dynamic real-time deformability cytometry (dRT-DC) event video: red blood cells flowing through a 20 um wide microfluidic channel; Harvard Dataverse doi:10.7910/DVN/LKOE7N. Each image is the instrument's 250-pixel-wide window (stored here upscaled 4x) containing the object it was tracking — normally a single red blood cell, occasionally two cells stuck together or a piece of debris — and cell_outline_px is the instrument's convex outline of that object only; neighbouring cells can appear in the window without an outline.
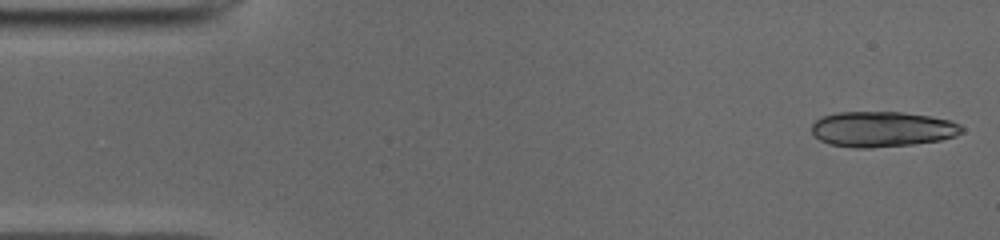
{"species": "common noctule bat (a hibernating species)", "species_latin": "Nyctalus noctula", "temperature_condition": "cold", "stored_images_in_passage": 49, "camera_frame_rate_fps": 3000, "um_per_image_px": 0.085, "animal": {"sex": "male", "body_mass_g": 19.0, "forearm_length_mm": 50.8}, "frame": {"image": 1, "passage_image": 1, "time_ms": 0.0, "image_size_px": [1000, 240], "cell_outline_px": [[964, 132], [956, 136], [940, 140], [912, 144], [872, 148], [856, 148], [828, 144], [820, 140], [812, 132], [812, 124], [820, 116], [836, 112], [900, 112], [928, 116], [952, 120], [960, 124], [964, 128]], "centroid_in_image_um": [74.99, 10.98], "position_along_channel_um": 10.0, "area_um2": 31.21}}
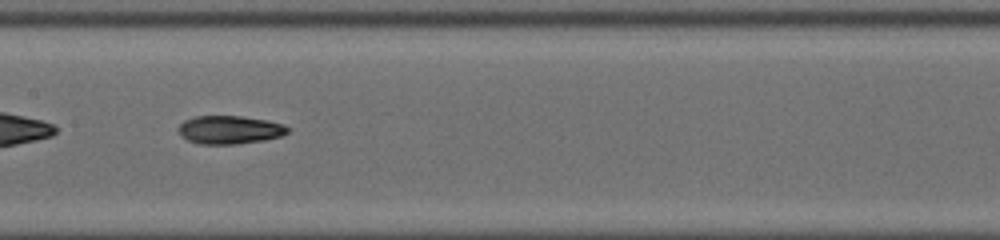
{"frame": {"image": 2, "passage_image": 24, "time_ms": 7.667, "image_size_px": [1000, 240], "cell_outline_px": [[288, 132], [280, 136], [264, 140], [236, 144], [200, 144], [188, 140], [180, 132], [180, 124], [184, 120], [196, 116], [240, 116], [268, 120], [284, 124], [288, 128]], "centroid_in_image_um": [19.55, 11.03], "position_along_channel_um": 187.9, "area_um2": 17.8}}
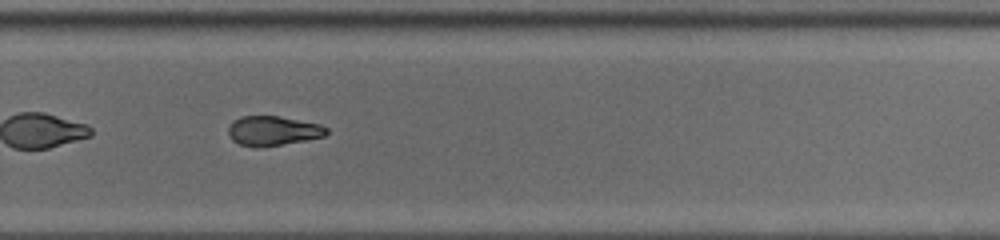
{"frame": {"image": 3, "passage_image": 33, "time_ms": 10.667, "image_size_px": [1000, 240], "cell_outline_px": [[328, 132], [324, 136], [304, 140], [260, 148], [252, 148], [240, 144], [232, 140], [228, 136], [228, 128], [232, 120], [240, 116], [280, 116], [320, 124], [328, 128]], "centroid_in_image_um": [23.15, 11.12], "position_along_channel_um": 306.6, "area_um2": 17.11}, "authors_computed_cell_mechanics": {"area_um2": 18.4382, "velocity_mm_per_s": 3.9649, "shape_relaxation_time_tau1_ms": 4.8168, "shape_relaxation_time_tau2_ms": 6.0597, "deformation_change_tau1": 0.1643, "deformation_change_tau2": 0.1259}}